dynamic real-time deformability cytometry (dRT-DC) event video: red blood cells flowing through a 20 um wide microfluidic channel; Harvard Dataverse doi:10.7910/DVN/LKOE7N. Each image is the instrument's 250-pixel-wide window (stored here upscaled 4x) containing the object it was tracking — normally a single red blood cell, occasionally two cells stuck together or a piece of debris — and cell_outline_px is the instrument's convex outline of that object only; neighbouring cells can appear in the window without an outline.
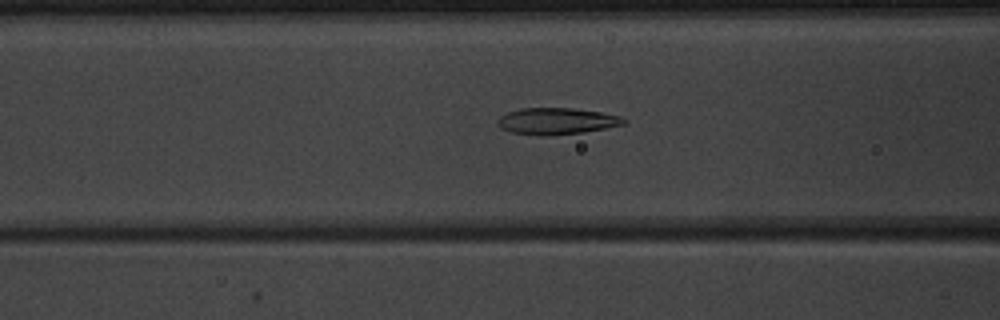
{"species": "common noctule bat (a hibernating species)", "species_latin": "Nyctalus noctula", "temperature_condition": "warm", "stored_images_in_passage": 37, "camera_frame_rate_fps": 3000, "um_per_image_px": 0.085, "animal": {"sex": "male", "body_mass_g": 20.1, "forearm_length_mm": 53.5}, "frame": {"image": 1, "passage_image": 7, "time_ms": 2.0, "image_size_px": [1000, 320], "cell_outline_px": [[628, 124], [584, 132], [552, 136], [540, 136], [512, 132], [500, 128], [496, 124], [496, 120], [500, 116], [508, 112], [520, 108], [572, 108], [600, 112], [620, 116], [628, 120]], "centroid_in_image_um": [47.32, 10.3], "position_along_channel_um": 119.3, "area_um2": 19.83}}
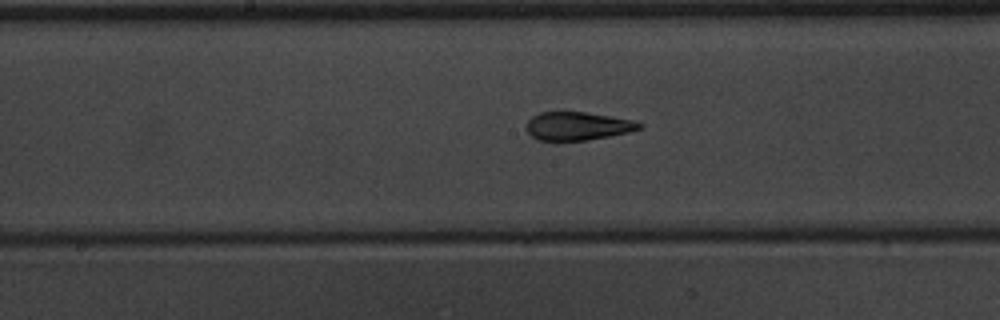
{"frame": {"image": 2, "passage_image": 13, "time_ms": 4.0, "image_size_px": [1000, 320], "cell_outline_px": [[644, 128], [628, 132], [588, 140], [536, 140], [528, 132], [528, 120], [532, 116], [540, 112], [584, 112], [636, 120], [644, 124]], "centroid_in_image_um": [49.15, 10.71], "position_along_channel_um": 199.0, "area_um2": 18.55}}
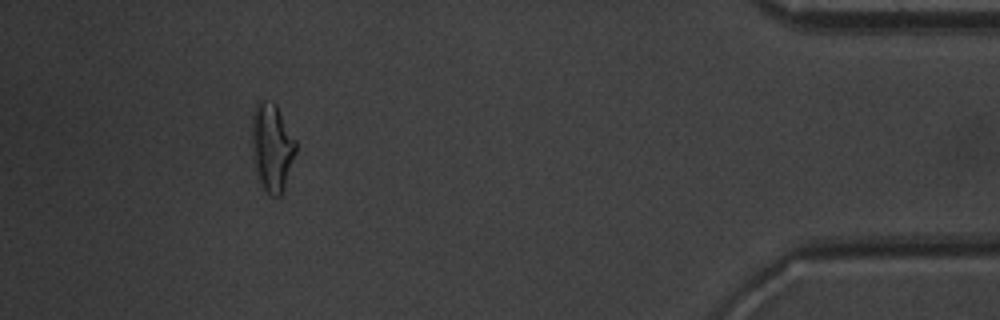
{"frame": {"image": 3, "passage_image": 33, "time_ms": 10.667, "image_size_px": [1000, 320], "cell_outline_px": [[296, 152], [284, 192], [280, 196], [272, 196], [264, 188], [260, 180], [252, 160], [252, 112], [256, 104], [260, 100], [264, 100], [276, 104], [296, 140]], "centroid_in_image_um": [23.12, 12.51], "position_along_channel_um": 412.1, "area_um2": 22.66}, "authors_computed_cell_mechanics": {"area_um2": 19.3052, "velocity_mm_per_s": 3.971, "shape_relaxation_time_tau1_ms": 6.5012, "shape_relaxation_time_tau2_ms": 1.1305, "deformation_change_tau1": 0.2222, "deformation_change_tau2": 0.0874}}